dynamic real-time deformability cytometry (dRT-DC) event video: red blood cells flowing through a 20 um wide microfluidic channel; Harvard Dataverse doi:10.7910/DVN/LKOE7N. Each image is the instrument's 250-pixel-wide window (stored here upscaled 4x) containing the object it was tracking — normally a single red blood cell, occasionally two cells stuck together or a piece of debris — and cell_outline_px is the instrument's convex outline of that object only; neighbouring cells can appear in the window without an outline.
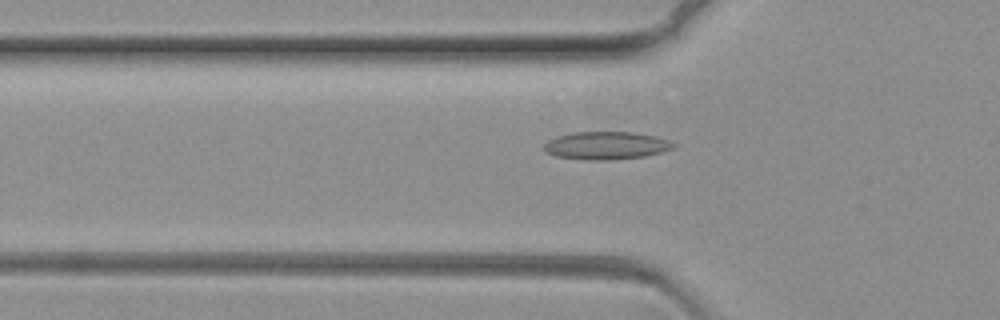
{"species": "common noctule bat (a hibernating species)", "species_latin": "Nyctalus noctula", "temperature_condition": "warm", "stored_images_in_passage": 53, "camera_frame_rate_fps": 3000, "um_per_image_px": 0.085, "animal": {"sex": "female", "body_mass_g": 19.3, "forearm_length_mm": 54.1}, "frame": {"image": 1, "passage_image": 6, "time_ms": 1.667, "image_size_px": [1000, 320], "cell_outline_px": [[676, 148], [644, 156], [612, 160], [588, 160], [556, 156], [544, 152], [544, 144], [548, 140], [556, 136], [572, 132], [632, 132], [656, 136], [668, 140], [676, 144]], "centroid_in_image_um": [51.52, 12.37], "position_along_channel_um": 74.3, "area_um2": 21.1}}
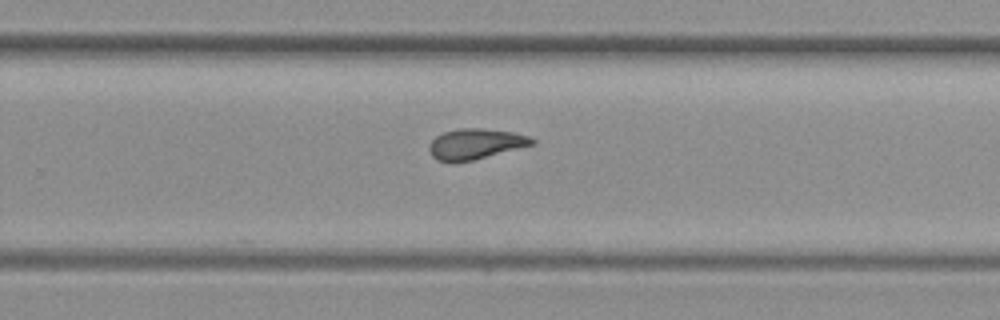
{"frame": {"image": 2, "passage_image": 28, "time_ms": 9.0, "image_size_px": [1000, 320], "cell_outline_px": [[536, 144], [472, 160], [452, 164], [436, 160], [432, 156], [428, 148], [432, 140], [436, 136], [444, 132], [460, 128], [480, 128], [512, 132], [528, 136], [536, 140]], "centroid_in_image_um": [40.39, 12.25], "position_along_channel_um": 289.4, "area_um2": 18.44}}
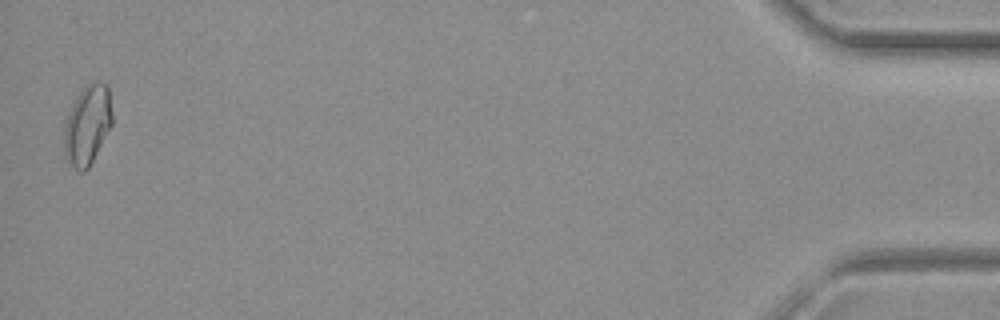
{"frame": {"image": 3, "passage_image": 52, "time_ms": 17.0, "image_size_px": [1000, 320], "cell_outline_px": [[112, 124], [88, 168], [84, 172], [80, 172], [68, 160], [64, 152], [64, 124], [72, 104], [80, 92], [88, 84], [96, 80], [100, 80], [108, 88], [112, 112]], "centroid_in_image_um": [7.43, 10.6], "position_along_channel_um": 427.8, "area_um2": 21.96}}